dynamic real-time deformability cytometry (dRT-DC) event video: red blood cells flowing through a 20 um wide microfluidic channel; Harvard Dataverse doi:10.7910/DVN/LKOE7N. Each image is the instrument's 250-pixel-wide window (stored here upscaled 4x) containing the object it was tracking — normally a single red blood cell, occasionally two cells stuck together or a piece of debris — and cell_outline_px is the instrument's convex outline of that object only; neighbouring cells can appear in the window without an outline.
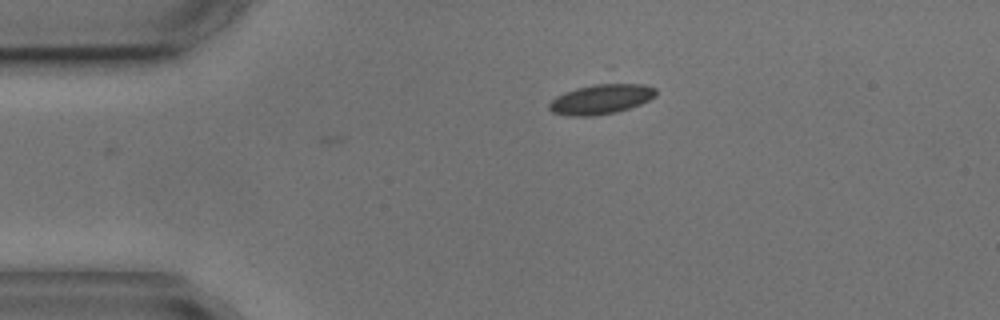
{"species": "common noctule bat (a hibernating species)", "species_latin": "Nyctalus noctula", "temperature_condition": "cold", "stored_images_in_passage": 2, "camera_frame_rate_fps": 3000, "um_per_image_px": 0.085, "animal": {"sex": "male", "body_mass_g": 17.9, "forearm_length_mm": 54.2}, "frame": {"image": 1, "passage_image": 1, "time_ms": 0.0, "image_size_px": [1000, 320], "cell_outline_px": [[656, 96], [640, 104], [616, 112], [592, 116], [568, 116], [552, 112], [548, 108], [548, 104], [556, 96], [564, 92], [576, 88], [608, 80], [644, 84], [656, 88]], "centroid_in_image_um": [51.11, 8.38], "position_along_channel_um": 33.9, "area_um2": 19.31}}